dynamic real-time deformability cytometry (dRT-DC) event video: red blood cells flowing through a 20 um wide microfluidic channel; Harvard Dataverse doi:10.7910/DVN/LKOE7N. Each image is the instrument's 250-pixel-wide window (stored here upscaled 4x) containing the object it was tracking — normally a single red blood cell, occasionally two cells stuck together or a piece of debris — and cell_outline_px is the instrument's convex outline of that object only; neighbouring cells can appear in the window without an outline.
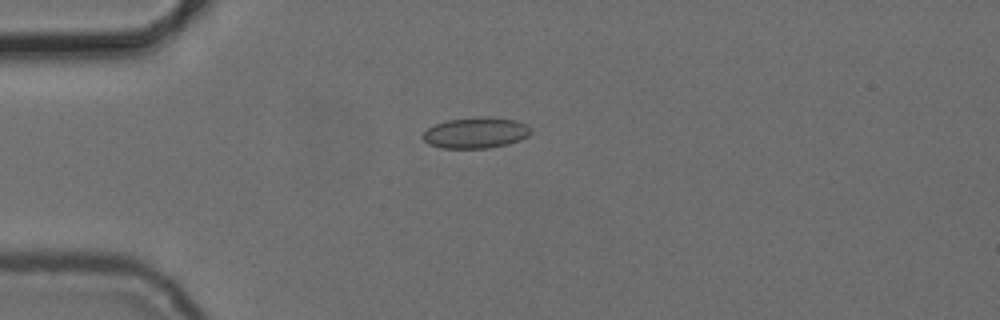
{"species": "common noctule bat (a hibernating species)", "species_latin": "Nyctalus noctula", "temperature_condition": "cold", "stored_images_in_passage": 5, "camera_frame_rate_fps": 3000, "um_per_image_px": 0.085, "animal": {"sex": "female", "body_mass_g": 24.6, "forearm_length_mm": 56.2}, "frame": {"image": 1, "passage_image": 4, "time_ms": 3.333, "image_size_px": [1000, 320], "cell_outline_px": [[532, 132], [528, 136], [520, 140], [488, 148], [440, 148], [428, 144], [420, 136], [428, 128], [436, 124], [448, 120], [484, 116], [488, 116], [516, 120], [528, 124], [532, 128]], "centroid_in_image_um": [40.46, 11.28], "position_along_channel_um": 44.5, "area_um2": 19.59}}